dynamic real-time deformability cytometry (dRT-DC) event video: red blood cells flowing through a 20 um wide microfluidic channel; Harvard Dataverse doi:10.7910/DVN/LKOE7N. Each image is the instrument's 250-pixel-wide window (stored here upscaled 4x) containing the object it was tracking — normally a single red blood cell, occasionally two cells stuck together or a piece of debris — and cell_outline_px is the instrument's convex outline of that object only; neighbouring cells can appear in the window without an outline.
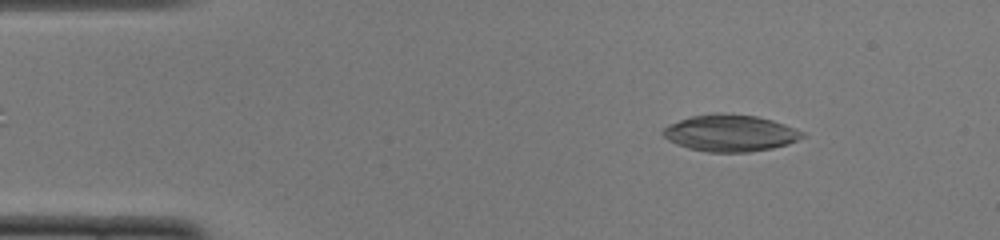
{"species": "common noctule bat (a hibernating species)", "species_latin": "Nyctalus noctula", "temperature_condition": "cold", "stored_images_in_passage": 48, "camera_frame_rate_fps": 3000, "um_per_image_px": 0.085, "animal": {"sex": "female", "body_mass_g": 22.0, "forearm_length_mm": 56.7}, "frame": {"image": 1, "passage_image": 4, "time_ms": 1.0, "image_size_px": [1000, 240], "cell_outline_px": [[808, 136], [788, 144], [772, 148], [752, 152], [708, 152], [688, 148], [676, 144], [668, 140], [660, 132], [668, 124], [692, 116], [716, 112], [720, 112], [756, 116], [772, 120], [796, 128], [804, 132]], "centroid_in_image_um": [62.08, 11.31], "position_along_channel_um": 22.9, "area_um2": 30.11}}
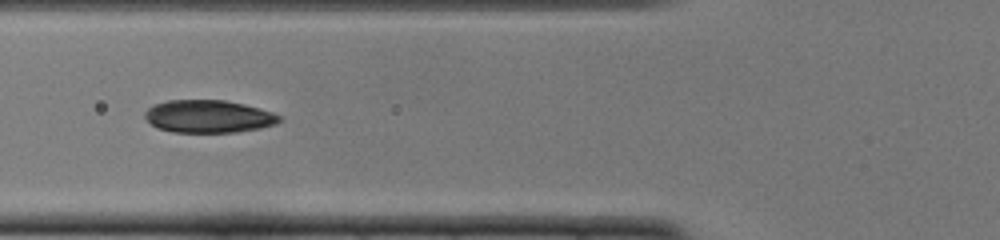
{"frame": {"image": 2, "passage_image": 16, "time_ms": 5.0, "image_size_px": [1000, 240], "cell_outline_px": [[280, 120], [276, 124], [260, 128], [236, 132], [172, 132], [156, 128], [144, 116], [144, 112], [148, 108], [156, 104], [168, 100], [224, 100], [244, 104], [272, 112], [280, 116]], "centroid_in_image_um": [17.71, 9.9], "position_along_channel_um": 108.1, "area_um2": 25.49}}
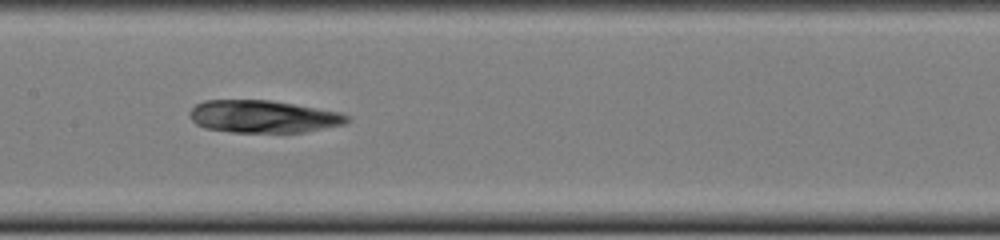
{"frame": {"image": 3, "passage_image": 22, "time_ms": 7.0, "image_size_px": [1000, 240], "cell_outline_px": [[348, 120], [344, 124], [304, 132], [232, 132], [204, 128], [196, 124], [192, 120], [188, 112], [196, 104], [204, 100], [272, 100], [340, 112], [348, 116]], "centroid_in_image_um": [22.34, 9.9], "position_along_channel_um": 185.1, "area_um2": 29.71}}